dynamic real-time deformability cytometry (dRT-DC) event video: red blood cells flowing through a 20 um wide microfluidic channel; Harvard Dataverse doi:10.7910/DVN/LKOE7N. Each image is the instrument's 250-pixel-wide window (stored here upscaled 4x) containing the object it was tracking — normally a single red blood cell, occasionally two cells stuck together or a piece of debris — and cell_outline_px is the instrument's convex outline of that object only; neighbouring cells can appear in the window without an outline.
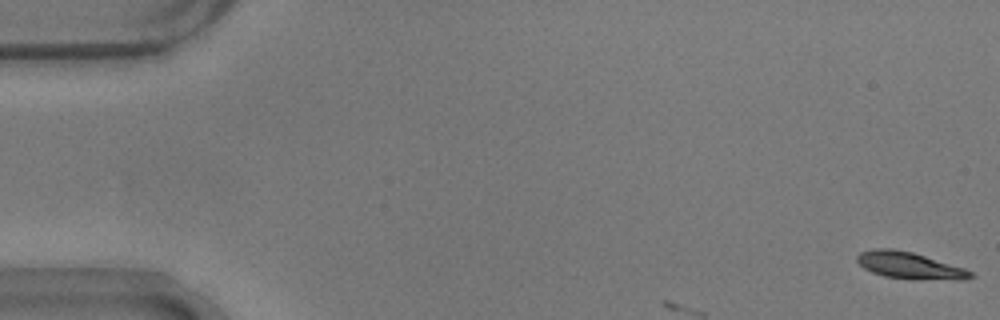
{"species": "common noctule bat (a hibernating species)", "species_latin": "Nyctalus noctula", "temperature_condition": "warm", "stored_images_in_passage": 8, "camera_frame_rate_fps": 3000, "um_per_image_px": 0.085, "animal": {"sex": "male", "body_mass_g": 17.9}, "frame": {"image": 1, "passage_image": 1, "time_ms": 0.0, "image_size_px": [1000, 320], "cell_outline_px": [[976, 276], [964, 280], [912, 280], [884, 276], [872, 272], [864, 268], [856, 260], [856, 256], [860, 252], [872, 248], [892, 248], [912, 252], [964, 268], [972, 272]], "centroid_in_image_um": [77.32, 22.58], "position_along_channel_um": 7.7, "area_um2": 17.98}}